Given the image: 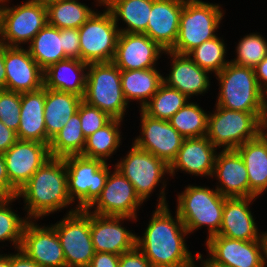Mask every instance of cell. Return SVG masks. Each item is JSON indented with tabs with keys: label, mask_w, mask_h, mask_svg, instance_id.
I'll return each mask as SVG.
<instances>
[{
	"label": "cell",
	"mask_w": 267,
	"mask_h": 267,
	"mask_svg": "<svg viewBox=\"0 0 267 267\" xmlns=\"http://www.w3.org/2000/svg\"><path fill=\"white\" fill-rule=\"evenodd\" d=\"M183 6L184 0H153L145 34L165 51L176 43Z\"/></svg>",
	"instance_id": "25"
},
{
	"label": "cell",
	"mask_w": 267,
	"mask_h": 267,
	"mask_svg": "<svg viewBox=\"0 0 267 267\" xmlns=\"http://www.w3.org/2000/svg\"><path fill=\"white\" fill-rule=\"evenodd\" d=\"M118 267H152L145 255L135 247L133 250L122 253Z\"/></svg>",
	"instance_id": "44"
},
{
	"label": "cell",
	"mask_w": 267,
	"mask_h": 267,
	"mask_svg": "<svg viewBox=\"0 0 267 267\" xmlns=\"http://www.w3.org/2000/svg\"><path fill=\"white\" fill-rule=\"evenodd\" d=\"M10 267H41V266H39L35 261L30 259L22 250L16 249L10 252Z\"/></svg>",
	"instance_id": "48"
},
{
	"label": "cell",
	"mask_w": 267,
	"mask_h": 267,
	"mask_svg": "<svg viewBox=\"0 0 267 267\" xmlns=\"http://www.w3.org/2000/svg\"><path fill=\"white\" fill-rule=\"evenodd\" d=\"M162 67L121 70V85L123 95L128 104L141 109L157 92L163 83ZM136 104H134V103Z\"/></svg>",
	"instance_id": "29"
},
{
	"label": "cell",
	"mask_w": 267,
	"mask_h": 267,
	"mask_svg": "<svg viewBox=\"0 0 267 267\" xmlns=\"http://www.w3.org/2000/svg\"><path fill=\"white\" fill-rule=\"evenodd\" d=\"M99 8L78 29L80 60L87 64L112 62L116 52L120 32L112 13L103 4Z\"/></svg>",
	"instance_id": "11"
},
{
	"label": "cell",
	"mask_w": 267,
	"mask_h": 267,
	"mask_svg": "<svg viewBox=\"0 0 267 267\" xmlns=\"http://www.w3.org/2000/svg\"><path fill=\"white\" fill-rule=\"evenodd\" d=\"M213 179V180H212ZM227 198L250 197L246 166L236 150H219L210 182Z\"/></svg>",
	"instance_id": "24"
},
{
	"label": "cell",
	"mask_w": 267,
	"mask_h": 267,
	"mask_svg": "<svg viewBox=\"0 0 267 267\" xmlns=\"http://www.w3.org/2000/svg\"><path fill=\"white\" fill-rule=\"evenodd\" d=\"M21 93L0 91V121L17 133L20 124Z\"/></svg>",
	"instance_id": "41"
},
{
	"label": "cell",
	"mask_w": 267,
	"mask_h": 267,
	"mask_svg": "<svg viewBox=\"0 0 267 267\" xmlns=\"http://www.w3.org/2000/svg\"><path fill=\"white\" fill-rule=\"evenodd\" d=\"M0 0V43L10 47H27L47 25V8L36 0Z\"/></svg>",
	"instance_id": "8"
},
{
	"label": "cell",
	"mask_w": 267,
	"mask_h": 267,
	"mask_svg": "<svg viewBox=\"0 0 267 267\" xmlns=\"http://www.w3.org/2000/svg\"><path fill=\"white\" fill-rule=\"evenodd\" d=\"M15 202L19 203L17 197H9L0 205V251H6V246L10 247L9 250L20 248L25 225L30 220L24 210L18 212L20 207L14 206Z\"/></svg>",
	"instance_id": "35"
},
{
	"label": "cell",
	"mask_w": 267,
	"mask_h": 267,
	"mask_svg": "<svg viewBox=\"0 0 267 267\" xmlns=\"http://www.w3.org/2000/svg\"><path fill=\"white\" fill-rule=\"evenodd\" d=\"M259 88L267 95V56L254 67Z\"/></svg>",
	"instance_id": "49"
},
{
	"label": "cell",
	"mask_w": 267,
	"mask_h": 267,
	"mask_svg": "<svg viewBox=\"0 0 267 267\" xmlns=\"http://www.w3.org/2000/svg\"><path fill=\"white\" fill-rule=\"evenodd\" d=\"M83 1L57 0L45 4L47 8V24L59 29H79L103 4V0H92L93 2H90L91 5L88 6Z\"/></svg>",
	"instance_id": "33"
},
{
	"label": "cell",
	"mask_w": 267,
	"mask_h": 267,
	"mask_svg": "<svg viewBox=\"0 0 267 267\" xmlns=\"http://www.w3.org/2000/svg\"><path fill=\"white\" fill-rule=\"evenodd\" d=\"M19 249L41 267H66L63 248L55 229L40 220L26 223Z\"/></svg>",
	"instance_id": "18"
},
{
	"label": "cell",
	"mask_w": 267,
	"mask_h": 267,
	"mask_svg": "<svg viewBox=\"0 0 267 267\" xmlns=\"http://www.w3.org/2000/svg\"><path fill=\"white\" fill-rule=\"evenodd\" d=\"M200 101L190 100L168 120L184 138H199L207 134L209 110L202 107Z\"/></svg>",
	"instance_id": "36"
},
{
	"label": "cell",
	"mask_w": 267,
	"mask_h": 267,
	"mask_svg": "<svg viewBox=\"0 0 267 267\" xmlns=\"http://www.w3.org/2000/svg\"><path fill=\"white\" fill-rule=\"evenodd\" d=\"M17 140L16 132L0 121V152H6Z\"/></svg>",
	"instance_id": "47"
},
{
	"label": "cell",
	"mask_w": 267,
	"mask_h": 267,
	"mask_svg": "<svg viewBox=\"0 0 267 267\" xmlns=\"http://www.w3.org/2000/svg\"><path fill=\"white\" fill-rule=\"evenodd\" d=\"M36 1L42 2L44 4H47V3H50V2H53V1H57V0H36Z\"/></svg>",
	"instance_id": "56"
},
{
	"label": "cell",
	"mask_w": 267,
	"mask_h": 267,
	"mask_svg": "<svg viewBox=\"0 0 267 267\" xmlns=\"http://www.w3.org/2000/svg\"><path fill=\"white\" fill-rule=\"evenodd\" d=\"M264 33L250 31L239 36L234 45L230 62L237 65L254 68L267 56V35ZM234 54V56H233Z\"/></svg>",
	"instance_id": "40"
},
{
	"label": "cell",
	"mask_w": 267,
	"mask_h": 267,
	"mask_svg": "<svg viewBox=\"0 0 267 267\" xmlns=\"http://www.w3.org/2000/svg\"><path fill=\"white\" fill-rule=\"evenodd\" d=\"M120 255L96 252L88 267H118Z\"/></svg>",
	"instance_id": "45"
},
{
	"label": "cell",
	"mask_w": 267,
	"mask_h": 267,
	"mask_svg": "<svg viewBox=\"0 0 267 267\" xmlns=\"http://www.w3.org/2000/svg\"><path fill=\"white\" fill-rule=\"evenodd\" d=\"M170 207L155 206L150 216L146 214L149 219L143 221V232L136 233V247L152 267H191L199 260L200 251L189 249L191 236Z\"/></svg>",
	"instance_id": "1"
},
{
	"label": "cell",
	"mask_w": 267,
	"mask_h": 267,
	"mask_svg": "<svg viewBox=\"0 0 267 267\" xmlns=\"http://www.w3.org/2000/svg\"><path fill=\"white\" fill-rule=\"evenodd\" d=\"M45 87L21 93L20 124L17 139L37 141L47 144L44 120Z\"/></svg>",
	"instance_id": "27"
},
{
	"label": "cell",
	"mask_w": 267,
	"mask_h": 267,
	"mask_svg": "<svg viewBox=\"0 0 267 267\" xmlns=\"http://www.w3.org/2000/svg\"><path fill=\"white\" fill-rule=\"evenodd\" d=\"M213 106L208 114L206 137L218 150H235L261 133L266 112H242Z\"/></svg>",
	"instance_id": "7"
},
{
	"label": "cell",
	"mask_w": 267,
	"mask_h": 267,
	"mask_svg": "<svg viewBox=\"0 0 267 267\" xmlns=\"http://www.w3.org/2000/svg\"><path fill=\"white\" fill-rule=\"evenodd\" d=\"M224 37L221 31L216 37L193 49L188 56L213 76L218 74L230 62V47L228 48L227 38Z\"/></svg>",
	"instance_id": "37"
},
{
	"label": "cell",
	"mask_w": 267,
	"mask_h": 267,
	"mask_svg": "<svg viewBox=\"0 0 267 267\" xmlns=\"http://www.w3.org/2000/svg\"><path fill=\"white\" fill-rule=\"evenodd\" d=\"M86 138L81 129L79 113H75L65 126L51 139L49 152L51 157L63 158L80 155L84 149Z\"/></svg>",
	"instance_id": "38"
},
{
	"label": "cell",
	"mask_w": 267,
	"mask_h": 267,
	"mask_svg": "<svg viewBox=\"0 0 267 267\" xmlns=\"http://www.w3.org/2000/svg\"><path fill=\"white\" fill-rule=\"evenodd\" d=\"M214 79L218 86L214 105L242 112H267V95L258 86L254 68L229 62Z\"/></svg>",
	"instance_id": "5"
},
{
	"label": "cell",
	"mask_w": 267,
	"mask_h": 267,
	"mask_svg": "<svg viewBox=\"0 0 267 267\" xmlns=\"http://www.w3.org/2000/svg\"><path fill=\"white\" fill-rule=\"evenodd\" d=\"M61 216L59 221H49V224L59 237L66 267H88L96 253L90 232V212L78 209Z\"/></svg>",
	"instance_id": "12"
},
{
	"label": "cell",
	"mask_w": 267,
	"mask_h": 267,
	"mask_svg": "<svg viewBox=\"0 0 267 267\" xmlns=\"http://www.w3.org/2000/svg\"><path fill=\"white\" fill-rule=\"evenodd\" d=\"M189 183L182 186L183 191H179L175 196V210L183 222L189 236L196 235L197 231L206 233V239L216 235L222 224V215L225 199L218 190L211 185ZM206 229V231H205Z\"/></svg>",
	"instance_id": "4"
},
{
	"label": "cell",
	"mask_w": 267,
	"mask_h": 267,
	"mask_svg": "<svg viewBox=\"0 0 267 267\" xmlns=\"http://www.w3.org/2000/svg\"><path fill=\"white\" fill-rule=\"evenodd\" d=\"M134 223L137 227L135 218L90 212V232L95 252L121 255L133 250L136 247V232L127 226Z\"/></svg>",
	"instance_id": "17"
},
{
	"label": "cell",
	"mask_w": 267,
	"mask_h": 267,
	"mask_svg": "<svg viewBox=\"0 0 267 267\" xmlns=\"http://www.w3.org/2000/svg\"><path fill=\"white\" fill-rule=\"evenodd\" d=\"M257 200L261 199L255 197L226 198L222 224L216 235L242 241L259 240L263 231L260 228L263 227H261L260 221L258 222L256 214H254L255 210L252 207Z\"/></svg>",
	"instance_id": "21"
},
{
	"label": "cell",
	"mask_w": 267,
	"mask_h": 267,
	"mask_svg": "<svg viewBox=\"0 0 267 267\" xmlns=\"http://www.w3.org/2000/svg\"><path fill=\"white\" fill-rule=\"evenodd\" d=\"M88 65L82 60L72 58L54 63L44 70V87L73 93L83 98Z\"/></svg>",
	"instance_id": "26"
},
{
	"label": "cell",
	"mask_w": 267,
	"mask_h": 267,
	"mask_svg": "<svg viewBox=\"0 0 267 267\" xmlns=\"http://www.w3.org/2000/svg\"><path fill=\"white\" fill-rule=\"evenodd\" d=\"M140 116L138 135L130 138L140 149L150 152L168 165L176 158L185 138L167 120L155 119L137 109Z\"/></svg>",
	"instance_id": "16"
},
{
	"label": "cell",
	"mask_w": 267,
	"mask_h": 267,
	"mask_svg": "<svg viewBox=\"0 0 267 267\" xmlns=\"http://www.w3.org/2000/svg\"><path fill=\"white\" fill-rule=\"evenodd\" d=\"M27 48L31 57L43 70L67 58L63 51L61 29L49 24L35 35Z\"/></svg>",
	"instance_id": "34"
},
{
	"label": "cell",
	"mask_w": 267,
	"mask_h": 267,
	"mask_svg": "<svg viewBox=\"0 0 267 267\" xmlns=\"http://www.w3.org/2000/svg\"><path fill=\"white\" fill-rule=\"evenodd\" d=\"M219 150L204 136L199 138H185L176 158L169 165L170 178L179 177V172L184 176L206 179L209 182L216 154ZM188 174V175H187ZM178 175V176H177Z\"/></svg>",
	"instance_id": "20"
},
{
	"label": "cell",
	"mask_w": 267,
	"mask_h": 267,
	"mask_svg": "<svg viewBox=\"0 0 267 267\" xmlns=\"http://www.w3.org/2000/svg\"><path fill=\"white\" fill-rule=\"evenodd\" d=\"M129 143L125 154L118 156L119 159L114 158L117 160L114 167L132 183L136 194L145 204L153 199L151 196L157 195L156 206L169 205V197L166 196L171 181L169 165L150 152L138 148L133 142L131 145Z\"/></svg>",
	"instance_id": "3"
},
{
	"label": "cell",
	"mask_w": 267,
	"mask_h": 267,
	"mask_svg": "<svg viewBox=\"0 0 267 267\" xmlns=\"http://www.w3.org/2000/svg\"><path fill=\"white\" fill-rule=\"evenodd\" d=\"M9 197L0 189V205Z\"/></svg>",
	"instance_id": "54"
},
{
	"label": "cell",
	"mask_w": 267,
	"mask_h": 267,
	"mask_svg": "<svg viewBox=\"0 0 267 267\" xmlns=\"http://www.w3.org/2000/svg\"><path fill=\"white\" fill-rule=\"evenodd\" d=\"M67 168L68 193L77 209H88L101 195L112 163L81 155L63 157Z\"/></svg>",
	"instance_id": "10"
},
{
	"label": "cell",
	"mask_w": 267,
	"mask_h": 267,
	"mask_svg": "<svg viewBox=\"0 0 267 267\" xmlns=\"http://www.w3.org/2000/svg\"><path fill=\"white\" fill-rule=\"evenodd\" d=\"M125 122L120 119H112L103 128L88 136L80 155L90 159H100L105 163L113 161L114 155H116L115 157L119 156L117 153L120 152V149L122 152L125 150L122 148V144L126 140L125 133L122 132L125 130L122 129Z\"/></svg>",
	"instance_id": "30"
},
{
	"label": "cell",
	"mask_w": 267,
	"mask_h": 267,
	"mask_svg": "<svg viewBox=\"0 0 267 267\" xmlns=\"http://www.w3.org/2000/svg\"><path fill=\"white\" fill-rule=\"evenodd\" d=\"M223 5L225 4L220 1L184 0L178 37L170 51L188 55L203 42L216 37L223 30L221 27L226 21L224 18L228 9Z\"/></svg>",
	"instance_id": "6"
},
{
	"label": "cell",
	"mask_w": 267,
	"mask_h": 267,
	"mask_svg": "<svg viewBox=\"0 0 267 267\" xmlns=\"http://www.w3.org/2000/svg\"><path fill=\"white\" fill-rule=\"evenodd\" d=\"M163 60V68L166 66L163 71H167L163 72V82L167 86L179 90L191 100H199L213 90V81H216L213 80L214 76L198 66L188 55L165 51Z\"/></svg>",
	"instance_id": "15"
},
{
	"label": "cell",
	"mask_w": 267,
	"mask_h": 267,
	"mask_svg": "<svg viewBox=\"0 0 267 267\" xmlns=\"http://www.w3.org/2000/svg\"><path fill=\"white\" fill-rule=\"evenodd\" d=\"M191 267H205V265L200 261L198 260L193 266Z\"/></svg>",
	"instance_id": "55"
},
{
	"label": "cell",
	"mask_w": 267,
	"mask_h": 267,
	"mask_svg": "<svg viewBox=\"0 0 267 267\" xmlns=\"http://www.w3.org/2000/svg\"><path fill=\"white\" fill-rule=\"evenodd\" d=\"M205 267H227V266H221V265H205Z\"/></svg>",
	"instance_id": "57"
},
{
	"label": "cell",
	"mask_w": 267,
	"mask_h": 267,
	"mask_svg": "<svg viewBox=\"0 0 267 267\" xmlns=\"http://www.w3.org/2000/svg\"><path fill=\"white\" fill-rule=\"evenodd\" d=\"M0 189L8 196V197H16L18 190L10 183L6 162L3 153L0 152Z\"/></svg>",
	"instance_id": "46"
},
{
	"label": "cell",
	"mask_w": 267,
	"mask_h": 267,
	"mask_svg": "<svg viewBox=\"0 0 267 267\" xmlns=\"http://www.w3.org/2000/svg\"><path fill=\"white\" fill-rule=\"evenodd\" d=\"M263 229L261 234L262 255H263V267H267V229Z\"/></svg>",
	"instance_id": "51"
},
{
	"label": "cell",
	"mask_w": 267,
	"mask_h": 267,
	"mask_svg": "<svg viewBox=\"0 0 267 267\" xmlns=\"http://www.w3.org/2000/svg\"><path fill=\"white\" fill-rule=\"evenodd\" d=\"M3 155L9 181L18 191L51 158L48 144L19 139Z\"/></svg>",
	"instance_id": "22"
},
{
	"label": "cell",
	"mask_w": 267,
	"mask_h": 267,
	"mask_svg": "<svg viewBox=\"0 0 267 267\" xmlns=\"http://www.w3.org/2000/svg\"><path fill=\"white\" fill-rule=\"evenodd\" d=\"M190 100L185 94L163 82L141 110L151 118L168 121Z\"/></svg>",
	"instance_id": "39"
},
{
	"label": "cell",
	"mask_w": 267,
	"mask_h": 267,
	"mask_svg": "<svg viewBox=\"0 0 267 267\" xmlns=\"http://www.w3.org/2000/svg\"><path fill=\"white\" fill-rule=\"evenodd\" d=\"M63 51L67 58L80 60V37L78 29H61Z\"/></svg>",
	"instance_id": "43"
},
{
	"label": "cell",
	"mask_w": 267,
	"mask_h": 267,
	"mask_svg": "<svg viewBox=\"0 0 267 267\" xmlns=\"http://www.w3.org/2000/svg\"><path fill=\"white\" fill-rule=\"evenodd\" d=\"M81 121V129L85 138L93 134L98 129L103 128L113 118L97 107L87 104L85 101L79 105L78 111Z\"/></svg>",
	"instance_id": "42"
},
{
	"label": "cell",
	"mask_w": 267,
	"mask_h": 267,
	"mask_svg": "<svg viewBox=\"0 0 267 267\" xmlns=\"http://www.w3.org/2000/svg\"><path fill=\"white\" fill-rule=\"evenodd\" d=\"M153 0H103L120 33H145Z\"/></svg>",
	"instance_id": "31"
},
{
	"label": "cell",
	"mask_w": 267,
	"mask_h": 267,
	"mask_svg": "<svg viewBox=\"0 0 267 267\" xmlns=\"http://www.w3.org/2000/svg\"><path fill=\"white\" fill-rule=\"evenodd\" d=\"M164 53L145 33H119L112 62L120 70L157 68Z\"/></svg>",
	"instance_id": "19"
},
{
	"label": "cell",
	"mask_w": 267,
	"mask_h": 267,
	"mask_svg": "<svg viewBox=\"0 0 267 267\" xmlns=\"http://www.w3.org/2000/svg\"><path fill=\"white\" fill-rule=\"evenodd\" d=\"M262 134L267 138V112L265 116L262 118Z\"/></svg>",
	"instance_id": "53"
},
{
	"label": "cell",
	"mask_w": 267,
	"mask_h": 267,
	"mask_svg": "<svg viewBox=\"0 0 267 267\" xmlns=\"http://www.w3.org/2000/svg\"><path fill=\"white\" fill-rule=\"evenodd\" d=\"M0 267H10V251H0Z\"/></svg>",
	"instance_id": "52"
},
{
	"label": "cell",
	"mask_w": 267,
	"mask_h": 267,
	"mask_svg": "<svg viewBox=\"0 0 267 267\" xmlns=\"http://www.w3.org/2000/svg\"><path fill=\"white\" fill-rule=\"evenodd\" d=\"M6 90L16 93L36 91L44 86V70L27 47L4 45Z\"/></svg>",
	"instance_id": "23"
},
{
	"label": "cell",
	"mask_w": 267,
	"mask_h": 267,
	"mask_svg": "<svg viewBox=\"0 0 267 267\" xmlns=\"http://www.w3.org/2000/svg\"><path fill=\"white\" fill-rule=\"evenodd\" d=\"M206 256L200 252L204 265L227 267H263L261 240L242 241L220 235L204 240ZM205 257V258H204Z\"/></svg>",
	"instance_id": "14"
},
{
	"label": "cell",
	"mask_w": 267,
	"mask_h": 267,
	"mask_svg": "<svg viewBox=\"0 0 267 267\" xmlns=\"http://www.w3.org/2000/svg\"><path fill=\"white\" fill-rule=\"evenodd\" d=\"M83 101L113 119L125 121L126 115L133 111L123 95L121 70L113 62L88 65Z\"/></svg>",
	"instance_id": "9"
},
{
	"label": "cell",
	"mask_w": 267,
	"mask_h": 267,
	"mask_svg": "<svg viewBox=\"0 0 267 267\" xmlns=\"http://www.w3.org/2000/svg\"><path fill=\"white\" fill-rule=\"evenodd\" d=\"M16 197L30 220L43 221L49 216L56 219L54 214L78 210L68 193L67 168L63 158L48 159L19 189Z\"/></svg>",
	"instance_id": "2"
},
{
	"label": "cell",
	"mask_w": 267,
	"mask_h": 267,
	"mask_svg": "<svg viewBox=\"0 0 267 267\" xmlns=\"http://www.w3.org/2000/svg\"><path fill=\"white\" fill-rule=\"evenodd\" d=\"M235 150L247 169L250 197L262 198L267 194V138L261 132Z\"/></svg>",
	"instance_id": "28"
},
{
	"label": "cell",
	"mask_w": 267,
	"mask_h": 267,
	"mask_svg": "<svg viewBox=\"0 0 267 267\" xmlns=\"http://www.w3.org/2000/svg\"><path fill=\"white\" fill-rule=\"evenodd\" d=\"M6 90V73L4 62V44L0 43V91Z\"/></svg>",
	"instance_id": "50"
},
{
	"label": "cell",
	"mask_w": 267,
	"mask_h": 267,
	"mask_svg": "<svg viewBox=\"0 0 267 267\" xmlns=\"http://www.w3.org/2000/svg\"><path fill=\"white\" fill-rule=\"evenodd\" d=\"M143 205L144 202L136 194L132 183L113 167L101 195L87 210L98 215L135 218L140 224L142 219L139 218V213L141 211L144 213L145 205Z\"/></svg>",
	"instance_id": "13"
},
{
	"label": "cell",
	"mask_w": 267,
	"mask_h": 267,
	"mask_svg": "<svg viewBox=\"0 0 267 267\" xmlns=\"http://www.w3.org/2000/svg\"><path fill=\"white\" fill-rule=\"evenodd\" d=\"M83 98L69 92L45 88L44 120L47 131V144L77 113Z\"/></svg>",
	"instance_id": "32"
}]
</instances>
